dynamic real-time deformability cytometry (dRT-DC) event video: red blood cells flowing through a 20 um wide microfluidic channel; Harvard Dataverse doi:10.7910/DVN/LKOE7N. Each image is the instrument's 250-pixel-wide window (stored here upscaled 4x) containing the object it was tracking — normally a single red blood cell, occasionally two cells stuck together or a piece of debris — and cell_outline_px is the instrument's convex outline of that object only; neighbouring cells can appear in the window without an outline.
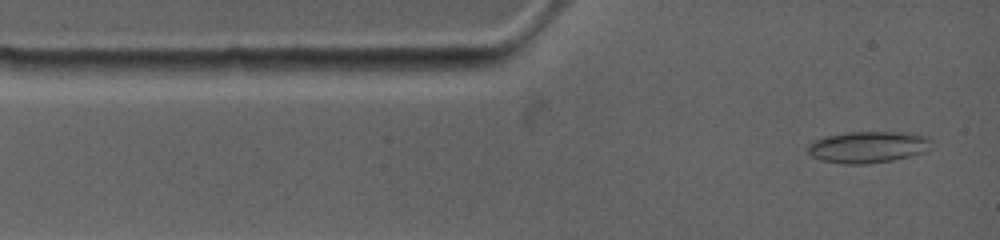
{"species": "common noctule bat (a hibernating species)", "species_latin": "Nyctalus noctula", "temperature_condition": "warm", "stored_images_in_passage": 63, "camera_frame_rate_fps": 4500, "um_per_image_px": 0.085, "animal": {"sex": "female", "body_mass_g": 19.0, "forearm_length_mm": 53.3}, "frame": {"image": 1, "passage_image": 2, "time_ms": 0.222, "image_size_px": [1000, 240], "cell_outline_px": [[932, 148], [924, 152], [892, 160], [864, 164], [844, 164], [820, 160], [812, 156], [808, 152], [808, 144], [824, 136], [848, 132], [912, 132], [928, 136], [932, 140]], "centroid_in_image_um": [73.82, 12.48], "position_along_channel_um": 11.2, "area_um2": 22.95}}
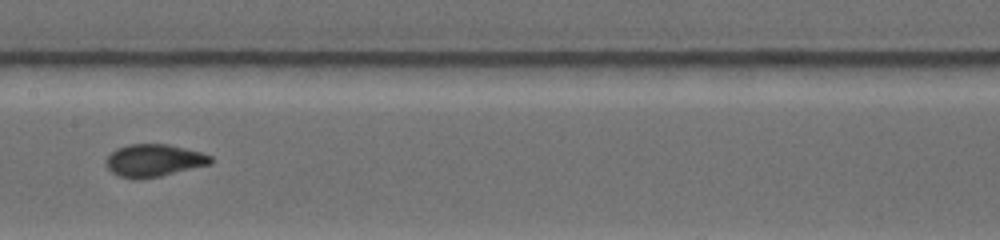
{"frame": {"image": 2, "passage_image": 23, "time_ms": 5.778, "image_size_px": [1000, 240], "cell_outline_px": [[212, 164], [160, 176], [136, 180], [132, 180], [116, 176], [104, 164], [104, 160], [116, 148], [128, 144], [168, 144], [200, 152], [212, 156]], "centroid_in_image_um": [13.03, 13.65], "position_along_channel_um": 194.4, "area_um2": 20.06}}
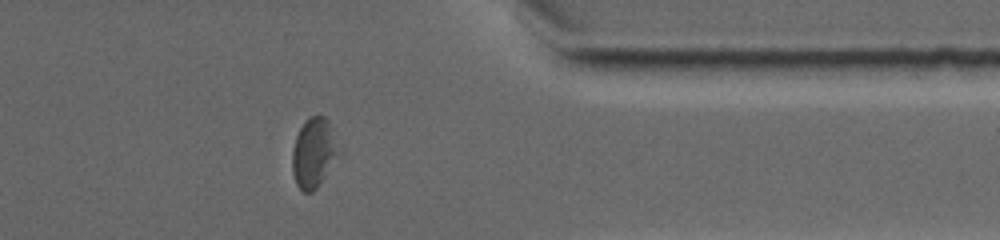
{"frame": {"image": 3, "passage_image": 41, "time_ms": 11.111, "image_size_px": [1000, 240], "cell_outline_px": [[336, 152], [320, 184], [312, 192], [304, 192], [296, 184], [292, 172], [292, 148], [296, 136], [304, 120], [312, 116], [324, 116], [328, 120], [336, 148]], "centroid_in_image_um": [26.56, 12.99], "position_along_channel_um": 384.8, "area_um2": 17.86}, "authors_computed_cell_mechanics": {"area_um2": 19.652, "velocity_mm_per_s": 3.8327, "shape_relaxation_time_tau1_ms": 4.6531, "shape_relaxation_time_tau2_ms": 1.6533, "deformation_change_tau1": 0.1312, "deformation_change_tau2": 0.0524}}